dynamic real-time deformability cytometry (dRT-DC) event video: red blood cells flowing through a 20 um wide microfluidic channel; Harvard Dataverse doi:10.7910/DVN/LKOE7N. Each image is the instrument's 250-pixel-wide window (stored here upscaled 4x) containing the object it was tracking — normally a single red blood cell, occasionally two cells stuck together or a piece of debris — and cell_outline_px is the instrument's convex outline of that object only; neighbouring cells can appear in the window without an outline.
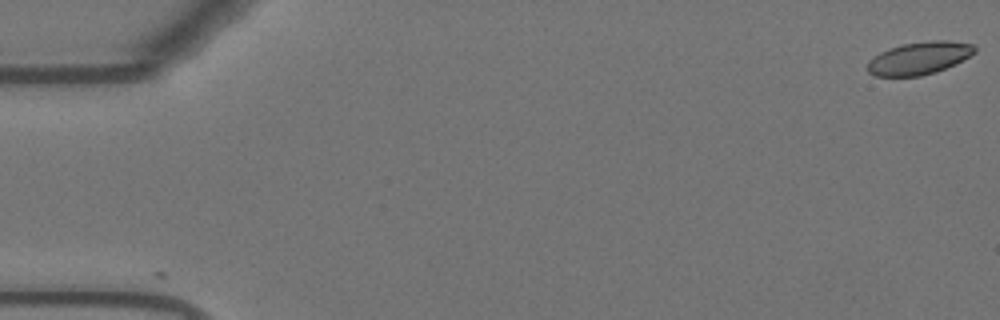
{"species": "Egyptian fruit bat (a non-hibernating species)", "species_latin": "Rousettus aegyptiacus", "temperature_condition": "warm", "stored_images_in_passage": 39, "camera_frame_rate_fps": 3000, "um_per_image_px": 0.085, "animal": {"sex": "female"}, "frame": {"image": 1, "passage_image": 1, "time_ms": 0.0, "image_size_px": [1000, 320], "cell_outline_px": [[976, 52], [936, 72], [920, 76], [876, 76], [868, 72], [868, 60], [880, 52], [888, 48], [904, 44], [932, 40], [948, 40], [972, 44], [976, 48]], "centroid_in_image_um": [78.1, 4.93], "position_along_channel_um": 6.9, "area_um2": 20.11}}
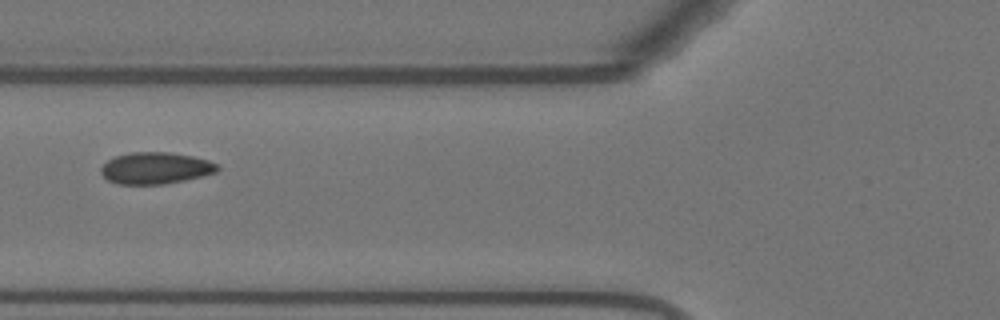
{"frame": {"image": 2, "passage_image": 22, "time_ms": 7.0, "image_size_px": [1000, 320], "cell_outline_px": [[220, 168], [216, 172], [184, 180], [164, 184], [116, 184], [108, 180], [100, 172], [100, 168], [108, 160], [116, 156], [132, 152], [168, 152], [192, 156], [208, 160], [216, 164]], "centroid_in_image_um": [13.2, 14.29], "position_along_channel_um": 112.6, "area_um2": 21.33}}
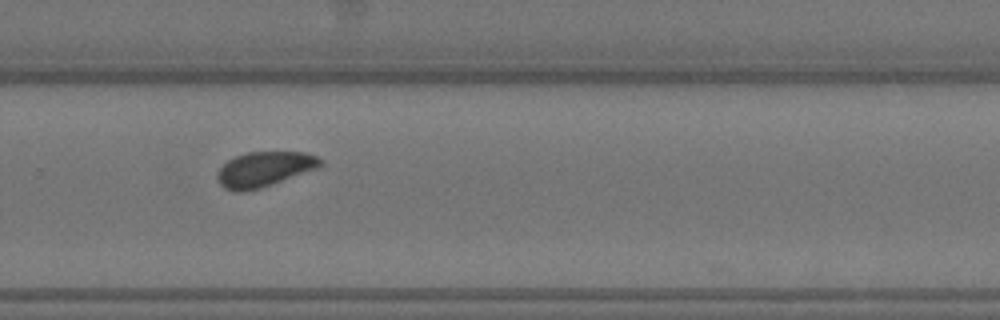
{"frame": {"image": 3, "passage_image": 38, "time_ms": 12.333, "image_size_px": [1000, 320], "cell_outline_px": [[324, 164], [320, 168], [260, 188], [244, 192], [236, 192], [224, 188], [220, 184], [216, 176], [216, 172], [228, 160], [236, 156], [248, 152], [304, 152], [316, 156], [324, 160]], "centroid_in_image_um": [22.5, 14.38], "position_along_channel_um": 307.3, "area_um2": 21.21}}